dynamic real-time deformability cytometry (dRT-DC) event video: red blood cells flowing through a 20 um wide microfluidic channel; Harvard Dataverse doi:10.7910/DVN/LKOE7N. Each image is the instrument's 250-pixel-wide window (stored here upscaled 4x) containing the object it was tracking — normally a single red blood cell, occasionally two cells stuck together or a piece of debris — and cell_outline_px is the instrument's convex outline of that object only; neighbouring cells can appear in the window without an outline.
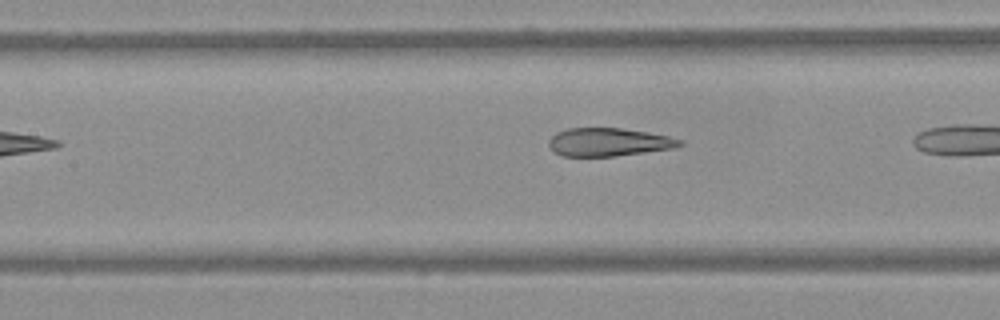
{"species": "Egyptian fruit bat (a non-hibernating species)", "species_latin": "Rousettus aegyptiacus", "temperature_condition": "warm", "stored_images_in_passage": 6, "camera_frame_rate_fps": 3000, "um_per_image_px": 0.085, "frame": {"image": 1, "passage_image": 5, "time_ms": 1.333, "image_size_px": [1000, 320], "cell_outline_px": [[684, 144], [672, 148], [616, 156], [560, 156], [548, 144], [548, 140], [556, 132], [568, 128], [620, 128], [668, 136], [684, 140]], "centroid_in_image_um": [51.72, 12.08], "position_along_channel_um": 155.7, "area_um2": 21.33}}